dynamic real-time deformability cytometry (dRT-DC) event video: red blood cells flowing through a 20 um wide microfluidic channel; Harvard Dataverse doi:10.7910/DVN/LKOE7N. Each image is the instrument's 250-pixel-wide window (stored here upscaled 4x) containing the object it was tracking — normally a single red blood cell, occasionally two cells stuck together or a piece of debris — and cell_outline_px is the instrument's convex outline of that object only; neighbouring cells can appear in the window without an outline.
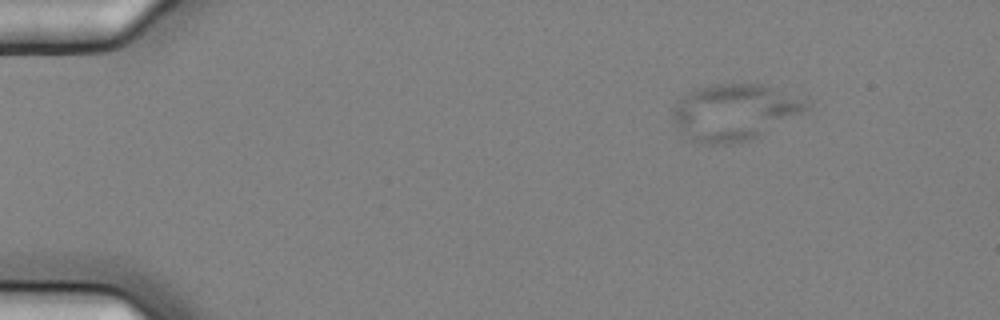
{"species": "common noctule bat (a hibernating species)", "species_latin": "Nyctalus noctula", "temperature_condition": "cold", "stored_images_in_passage": 3, "camera_frame_rate_fps": 3000, "um_per_image_px": 0.085, "animal": {"sex": "female", "body_mass_g": 25.1}, "frame": {"image": 1, "passage_image": 1, "time_ms": 0.0, "image_size_px": [1000, 320], "cell_outline_px": [[812, 104], [804, 112], [748, 140], [732, 144], [708, 144], [692, 140], [676, 128], [672, 120], [672, 112], [680, 96], [688, 92], [700, 88], [716, 84], [764, 84], [808, 96]], "centroid_in_image_um": [62.48, 9.5], "position_along_channel_um": 22.5, "area_um2": 44.27}}